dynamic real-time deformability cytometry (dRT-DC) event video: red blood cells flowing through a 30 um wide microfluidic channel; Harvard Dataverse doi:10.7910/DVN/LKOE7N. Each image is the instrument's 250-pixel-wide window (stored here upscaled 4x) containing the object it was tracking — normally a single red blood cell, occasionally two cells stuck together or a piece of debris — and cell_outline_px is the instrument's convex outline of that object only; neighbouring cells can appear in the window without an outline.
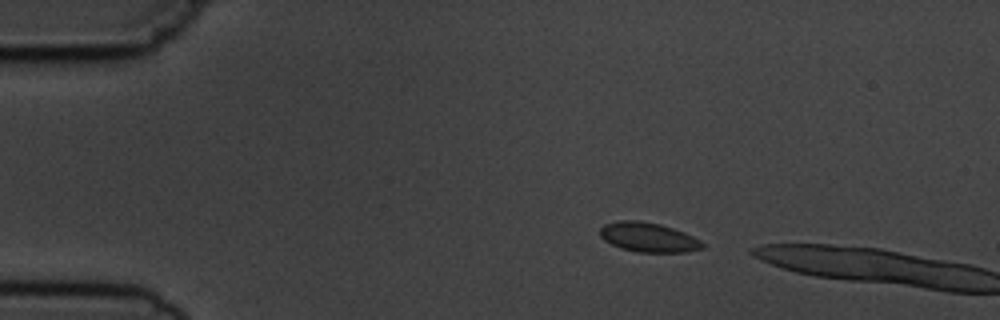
{"species": "common noctule bat (a hibernating species)", "species_latin": "Nyctalus noctula", "temperature_condition": "cold", "stored_images_in_passage": 2, "camera_frame_rate_fps": 3000, "um_per_image_px": 0.085, "animal": {"sex": "male", "body_mass_g": 19.5, "forearm_length_mm": 54.6}, "frame": {"image": 1, "passage_image": 1, "time_ms": 0.0, "image_size_px": [1000, 320], "cell_outline_px": [[704, 248], [688, 252], [640, 252], [620, 248], [604, 240], [600, 236], [600, 228], [604, 224], [620, 220], [636, 220], [660, 224], [684, 232], [700, 240], [704, 244]], "centroid_in_image_um": [55.11, 20.17], "position_along_channel_um": 29.9, "area_um2": 17.57}}